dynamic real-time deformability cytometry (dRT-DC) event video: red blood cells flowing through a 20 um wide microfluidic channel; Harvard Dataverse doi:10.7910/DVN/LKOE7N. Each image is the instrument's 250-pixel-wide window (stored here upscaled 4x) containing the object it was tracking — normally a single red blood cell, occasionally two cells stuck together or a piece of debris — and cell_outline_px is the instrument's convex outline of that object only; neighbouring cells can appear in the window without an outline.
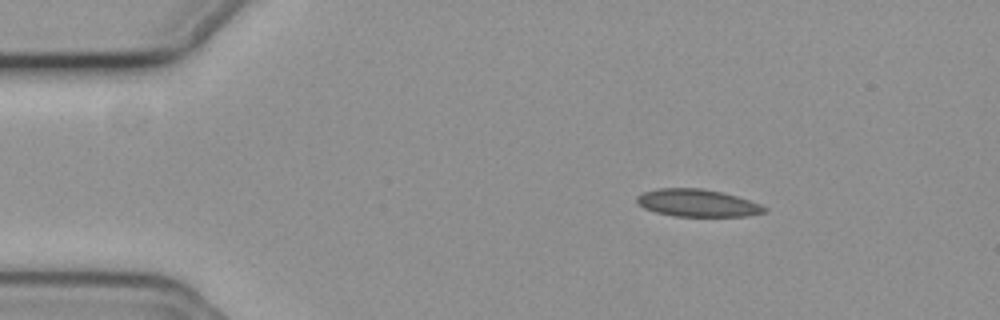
{"species": "common noctule bat (a hibernating species)", "species_latin": "Nyctalus noctula", "temperature_condition": "cold", "stored_images_in_passage": 7, "camera_frame_rate_fps": 3000, "um_per_image_px": 0.085, "animal": {"sex": "female", "body_mass_g": 19.3, "forearm_length_mm": 54.1}, "frame": {"image": 1, "passage_image": 1, "time_ms": 0.0, "image_size_px": [1000, 320], "cell_outline_px": [[768, 212], [744, 216], [676, 216], [656, 212], [644, 208], [636, 200], [636, 196], [644, 192], [656, 188], [704, 188], [724, 192], [760, 204], [768, 208]], "centroid_in_image_um": [59.3, 17.24], "position_along_channel_um": 25.7, "area_um2": 20.4}}